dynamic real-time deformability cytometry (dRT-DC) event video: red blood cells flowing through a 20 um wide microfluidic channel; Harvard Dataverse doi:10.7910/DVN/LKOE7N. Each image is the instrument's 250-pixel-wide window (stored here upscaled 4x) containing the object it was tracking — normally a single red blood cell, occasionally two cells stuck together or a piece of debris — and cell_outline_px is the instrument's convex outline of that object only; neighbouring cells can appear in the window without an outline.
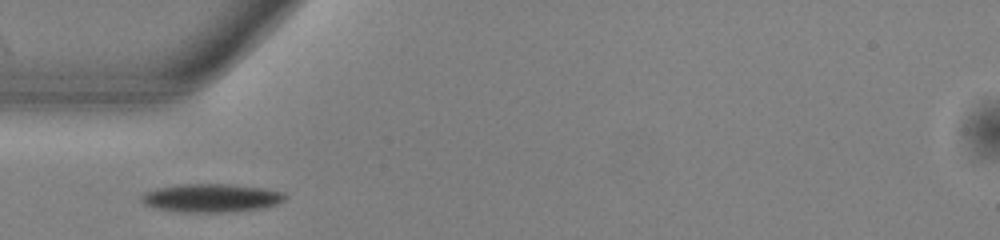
{"species": "common noctule bat (a hibernating species)", "species_latin": "Nyctalus noctula", "temperature_condition": "warm", "stored_images_in_passage": 35, "camera_frame_rate_fps": 3000, "um_per_image_px": 0.085, "animal": {"sex": "male", "body_mass_g": 13.0, "forearm_length_mm": 53.1}, "frame": {"image": 1, "passage_image": 1, "time_ms": 0.0, "image_size_px": [1000, 240], "cell_outline_px": [[288, 196], [284, 200], [276, 204], [260, 208], [224, 212], [180, 212], [152, 208], [144, 204], [140, 200], [140, 196], [144, 192], [156, 188], [180, 184], [224, 184], [268, 188], [284, 192]], "centroid_in_image_um": [17.92, 16.82], "position_along_channel_um": 67.1, "area_um2": 23.93}}
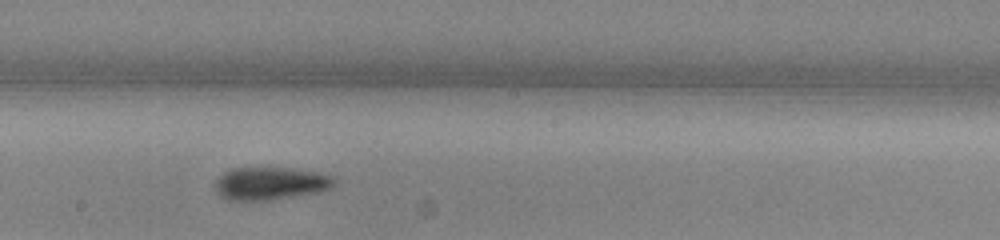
{"frame": {"image": 2, "passage_image": 13, "time_ms": 4.0, "image_size_px": [1000, 240], "cell_outline_px": [[332, 188], [320, 192], [268, 200], [224, 200], [216, 192], [212, 184], [224, 172], [232, 168], [292, 168], [316, 172], [332, 176]], "centroid_in_image_um": [22.91, 15.6], "position_along_channel_um": 225.3, "area_um2": 22.77}}
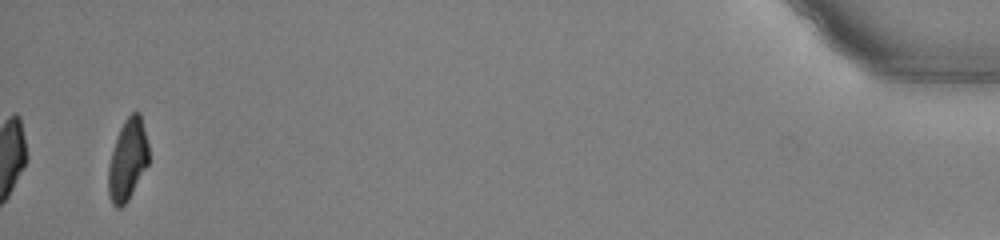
{"frame": {"image": 3, "passage_image": 35, "time_ms": 11.333, "image_size_px": [1000, 240], "cell_outline_px": [[148, 164], [128, 200], [120, 208], [116, 208], [112, 204], [108, 196], [108, 164], [120, 128], [124, 120], [132, 112], [140, 112], [148, 144]], "centroid_in_image_um": [10.84, 13.6], "position_along_channel_um": 424.4, "area_um2": 19.02}, "authors_computed_cell_mechanics": {"area_um2": 21.964, "velocity_mm_per_s": 3.9566, "shape_relaxation_time_tau1_ms": 2.5242, "shape_relaxation_time_tau2_ms": null, "deformation_change_tau1": 0.158, "deformation_change_tau2": null}}